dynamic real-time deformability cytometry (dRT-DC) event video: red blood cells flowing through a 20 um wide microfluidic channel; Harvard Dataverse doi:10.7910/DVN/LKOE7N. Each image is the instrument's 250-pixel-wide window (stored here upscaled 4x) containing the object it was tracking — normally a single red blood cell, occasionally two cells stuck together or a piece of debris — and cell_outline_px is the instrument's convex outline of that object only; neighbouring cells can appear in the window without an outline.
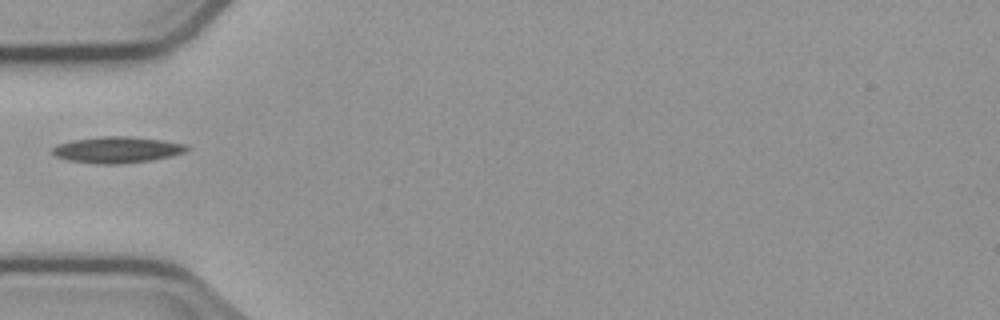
{"species": "common noctule bat (a hibernating species)", "species_latin": "Nyctalus noctula", "temperature_condition": "cold", "stored_images_in_passage": 5, "camera_frame_rate_fps": 3000, "um_per_image_px": 0.085, "animal": {"sex": "male", "body_mass_g": 23.1, "forearm_length_mm": 52.7}, "frame": {"image": 1, "passage_image": 5, "time_ms": 5.333, "image_size_px": [1000, 320], "cell_outline_px": [[192, 148], [184, 152], [172, 156], [152, 160], [120, 164], [96, 164], [68, 160], [56, 156], [52, 152], [52, 148], [60, 144], [76, 140], [100, 136], [128, 136], [160, 140], [188, 144]], "centroid_in_image_um": [10.02, 12.74], "position_along_channel_um": 75.0, "area_um2": 20.52}}